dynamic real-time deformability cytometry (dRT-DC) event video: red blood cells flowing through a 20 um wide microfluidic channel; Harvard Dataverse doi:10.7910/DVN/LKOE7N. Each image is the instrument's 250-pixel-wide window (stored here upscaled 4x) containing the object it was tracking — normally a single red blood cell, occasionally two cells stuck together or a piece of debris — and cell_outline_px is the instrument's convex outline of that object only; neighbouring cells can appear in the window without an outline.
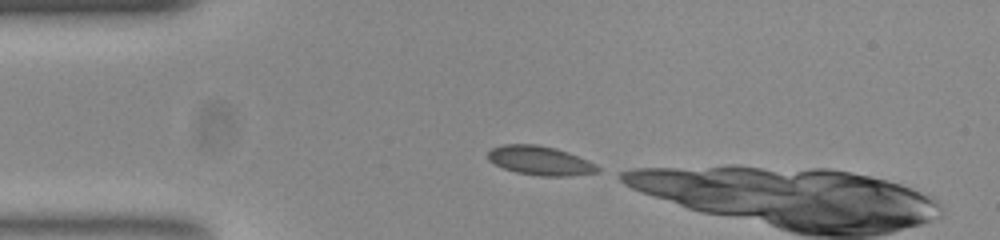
{"species": "common noctule bat (a hibernating species)", "species_latin": "Nyctalus noctula", "temperature_condition": "room temperature", "stored_images_in_passage": 4, "camera_frame_rate_fps": 3000, "um_per_image_px": 0.085, "animal": {"sex": "female", "body_mass_g": 23.0, "forearm_length_mm": 53.4}, "frame": {"image": 1, "passage_image": 1, "time_ms": 0.0, "image_size_px": [1000, 240], "cell_outline_px": [[600, 172], [560, 176], [540, 176], [516, 172], [504, 168], [488, 160], [488, 152], [492, 148], [504, 144], [536, 144], [556, 148], [568, 152], [588, 160], [596, 164], [600, 168]], "centroid_in_image_um": [45.91, 13.64], "position_along_channel_um": 39.1, "area_um2": 18.5}}